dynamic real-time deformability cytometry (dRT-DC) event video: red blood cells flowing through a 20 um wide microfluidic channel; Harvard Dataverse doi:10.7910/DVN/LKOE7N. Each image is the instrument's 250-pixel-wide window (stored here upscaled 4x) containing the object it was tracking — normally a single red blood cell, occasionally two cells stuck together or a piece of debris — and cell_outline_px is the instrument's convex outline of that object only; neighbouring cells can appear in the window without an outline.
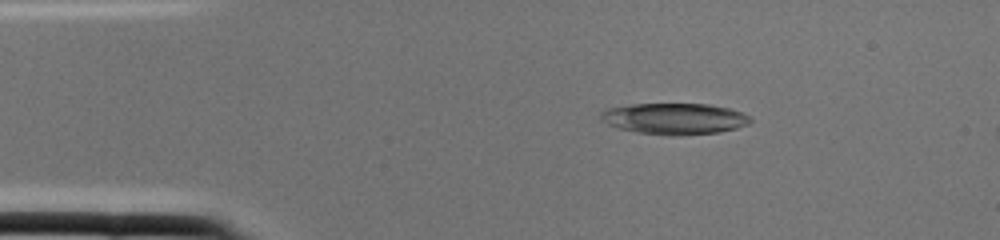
{"species": "common noctule bat (a hibernating species)", "species_latin": "Nyctalus noctula", "temperature_condition": "cold", "stored_images_in_passage": 2, "camera_frame_rate_fps": 3000, "um_per_image_px": 0.085, "animal": {"sex": "female", "body_mass_g": 22.0, "forearm_length_mm": 56.7}, "frame": {"image": 1, "passage_image": 1, "time_ms": 0.0, "image_size_px": [1000, 240], "cell_outline_px": [[752, 120], [748, 124], [736, 128], [720, 132], [680, 136], [672, 136], [636, 132], [620, 128], [608, 124], [600, 120], [600, 112], [608, 108], [632, 104], [708, 104], [728, 108], [752, 116]], "centroid_in_image_um": [57.34, 10.09], "position_along_channel_um": 27.7, "area_um2": 27.34}}